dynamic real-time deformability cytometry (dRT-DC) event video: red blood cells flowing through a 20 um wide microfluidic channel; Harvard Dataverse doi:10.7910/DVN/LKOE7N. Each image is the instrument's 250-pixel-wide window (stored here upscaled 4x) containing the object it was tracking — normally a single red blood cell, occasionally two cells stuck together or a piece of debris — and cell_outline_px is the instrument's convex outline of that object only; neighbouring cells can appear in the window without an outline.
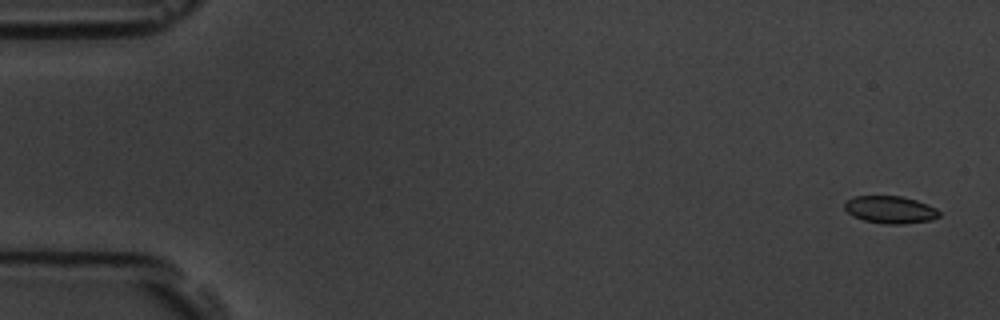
{"species": "common noctule bat (a hibernating species)", "species_latin": "Nyctalus noctula", "temperature_condition": "room temperature", "stored_images_in_passage": 6, "camera_frame_rate_fps": 3000, "um_per_image_px": 0.085, "animal": {"sex": "male", "body_mass_g": 19.5, "forearm_length_mm": 54.6}, "frame": {"image": 1, "passage_image": 1, "time_ms": 0.0, "image_size_px": [1000, 320], "cell_outline_px": [[940, 216], [932, 220], [904, 224], [884, 224], [864, 220], [852, 216], [844, 208], [844, 204], [848, 200], [856, 196], [900, 196], [916, 200], [928, 204], [936, 208], [940, 212]], "centroid_in_image_um": [75.7, 17.83], "position_along_channel_um": 9.3, "area_um2": 15.14}}